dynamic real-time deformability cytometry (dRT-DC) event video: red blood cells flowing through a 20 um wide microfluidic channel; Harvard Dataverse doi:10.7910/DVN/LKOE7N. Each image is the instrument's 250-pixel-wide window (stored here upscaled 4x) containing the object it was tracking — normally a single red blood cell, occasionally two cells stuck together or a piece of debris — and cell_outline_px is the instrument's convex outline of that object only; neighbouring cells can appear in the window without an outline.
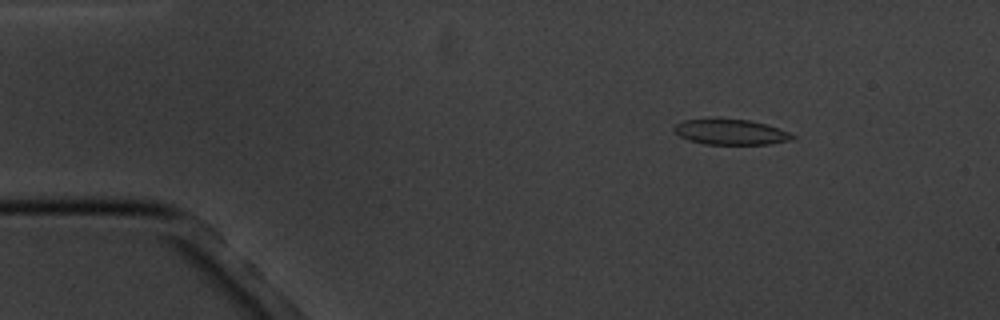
{"species": "common noctule bat (a hibernating species)", "species_latin": "Nyctalus noctula", "temperature_condition": "cold", "stored_images_in_passage": 5, "camera_frame_rate_fps": 3000, "um_per_image_px": 0.085, "animal": {"sex": "male", "body_mass_g": 20.1, "forearm_length_mm": 53.5}, "frame": {"image": 1, "passage_image": 2, "time_ms": 1.0, "image_size_px": [1000, 320], "cell_outline_px": [[796, 136], [792, 140], [768, 144], [704, 144], [688, 140], [672, 132], [672, 128], [676, 124], [684, 120], [716, 116], [748, 120], [764, 124], [788, 132]], "centroid_in_image_um": [62.01, 11.19], "position_along_channel_um": 23.0, "area_um2": 18.03}}